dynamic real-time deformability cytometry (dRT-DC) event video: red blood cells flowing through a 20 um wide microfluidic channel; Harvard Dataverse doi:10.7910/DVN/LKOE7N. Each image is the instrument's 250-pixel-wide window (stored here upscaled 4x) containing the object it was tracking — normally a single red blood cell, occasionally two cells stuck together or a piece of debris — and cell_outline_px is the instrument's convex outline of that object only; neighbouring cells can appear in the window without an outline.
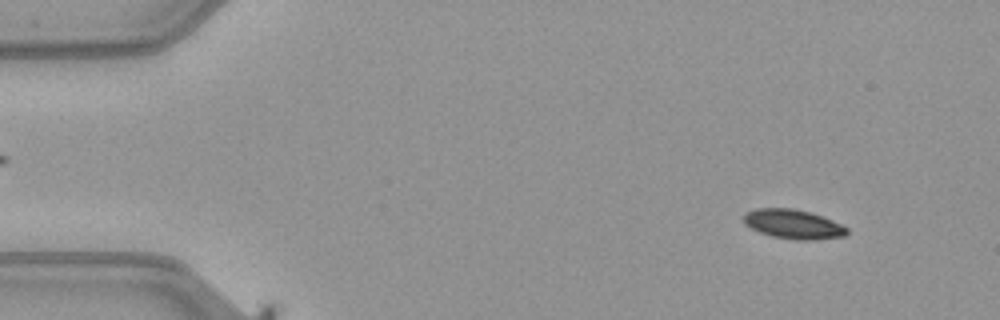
{"species": "common noctule bat (a hibernating species)", "species_latin": "Nyctalus noctula", "temperature_condition": "warm", "stored_images_in_passage": 7, "camera_frame_rate_fps": 3000, "um_per_image_px": 0.085, "animal": {"sex": "female", "body_mass_g": 21.9}, "frame": {"image": 1, "passage_image": 5, "time_ms": 1.333, "image_size_px": [1000, 320], "cell_outline_px": [[848, 232], [844, 236], [816, 240], [796, 240], [772, 236], [760, 232], [744, 224], [744, 212], [756, 208], [792, 208], [812, 212], [824, 216], [848, 228]], "centroid_in_image_um": [67.43, 19.04], "position_along_channel_um": 17.6, "area_um2": 17.8}}